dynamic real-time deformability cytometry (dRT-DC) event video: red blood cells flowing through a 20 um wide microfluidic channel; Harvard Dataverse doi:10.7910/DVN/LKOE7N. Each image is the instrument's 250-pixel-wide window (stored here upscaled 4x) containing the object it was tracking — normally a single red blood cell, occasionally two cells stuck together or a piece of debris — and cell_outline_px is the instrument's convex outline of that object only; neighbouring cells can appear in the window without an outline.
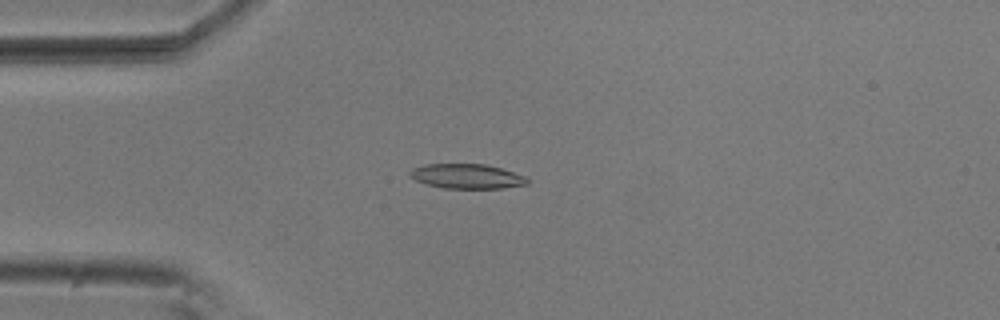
{"species": "common noctule bat (a hibernating species)", "species_latin": "Nyctalus noctula", "temperature_condition": "room temperature", "stored_images_in_passage": 29, "camera_frame_rate_fps": 3000, "um_per_image_px": 0.085, "animal": {"sex": "male", "body_mass_g": 20.5, "forearm_length_mm": 52.5}, "frame": {"image": 1, "passage_image": 7, "time_ms": 2.0, "image_size_px": [1000, 320], "cell_outline_px": [[528, 184], [500, 188], [444, 188], [424, 184], [408, 176], [408, 172], [412, 168], [424, 164], [484, 164], [500, 168], [524, 176], [528, 180]], "centroid_in_image_um": [39.6, 14.98], "position_along_channel_um": 45.4, "area_um2": 16.82}}
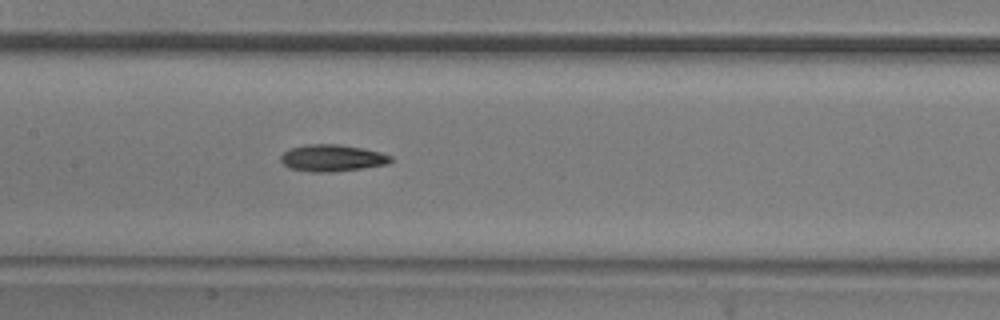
{"frame": {"image": 2, "passage_image": 19, "time_ms": 6.0, "image_size_px": [1000, 320], "cell_outline_px": [[392, 160], [388, 164], [332, 172], [312, 172], [288, 168], [280, 160], [280, 156], [284, 152], [292, 148], [304, 144], [340, 144], [364, 148], [380, 152], [392, 156]], "centroid_in_image_um": [28.22, 13.42], "position_along_channel_um": 179.2, "area_um2": 17.22}}
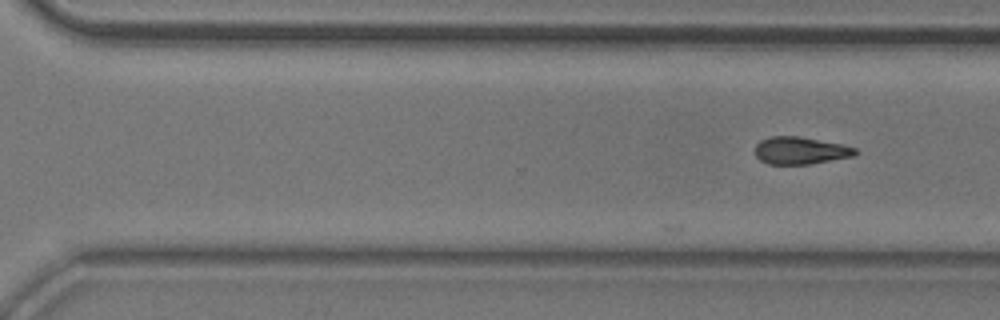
{"frame": {"image": 3, "passage_image": 29, "time_ms": 9.333, "image_size_px": [1000, 320], "cell_outline_px": [[860, 152], [856, 156], [808, 164], [768, 164], [760, 160], [756, 156], [756, 144], [760, 140], [772, 136], [800, 136], [844, 144], [856, 148]], "centroid_in_image_um": [68.09, 12.79], "position_along_channel_um": 302.5, "area_um2": 16.18}}